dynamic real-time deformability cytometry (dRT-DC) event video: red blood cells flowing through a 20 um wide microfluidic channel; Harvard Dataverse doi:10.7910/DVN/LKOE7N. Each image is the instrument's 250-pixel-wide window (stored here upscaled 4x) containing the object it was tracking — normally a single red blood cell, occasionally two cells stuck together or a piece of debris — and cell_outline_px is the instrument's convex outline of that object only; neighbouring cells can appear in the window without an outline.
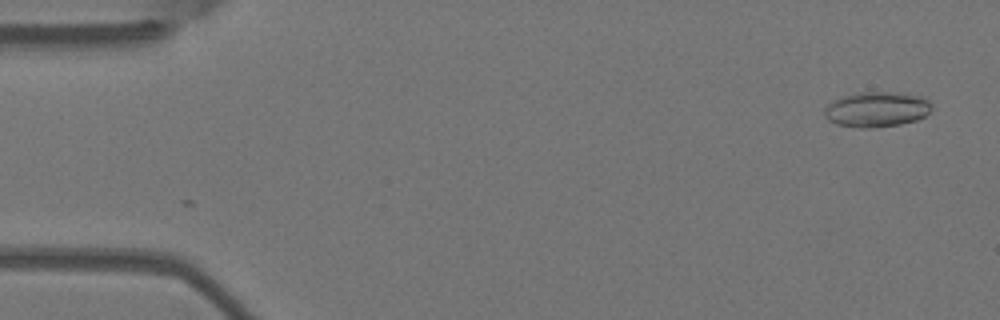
{"species": "Egyptian fruit bat (a non-hibernating species)", "species_latin": "Rousettus aegyptiacus", "temperature_condition": "warm", "stored_images_in_passage": 2, "camera_frame_rate_fps": 3000, "um_per_image_px": 0.085, "animal": {"sex": "female"}, "frame": {"image": 1, "passage_image": 2, "time_ms": 0.333, "image_size_px": [1000, 320], "cell_outline_px": [[932, 108], [924, 116], [916, 120], [900, 124], [872, 128], [860, 128], [836, 124], [828, 120], [824, 116], [824, 108], [828, 104], [844, 96], [860, 92], [888, 92], [924, 96], [932, 104]], "centroid_in_image_um": [74.52, 9.3], "position_along_channel_um": 10.5, "area_um2": 21.96}}